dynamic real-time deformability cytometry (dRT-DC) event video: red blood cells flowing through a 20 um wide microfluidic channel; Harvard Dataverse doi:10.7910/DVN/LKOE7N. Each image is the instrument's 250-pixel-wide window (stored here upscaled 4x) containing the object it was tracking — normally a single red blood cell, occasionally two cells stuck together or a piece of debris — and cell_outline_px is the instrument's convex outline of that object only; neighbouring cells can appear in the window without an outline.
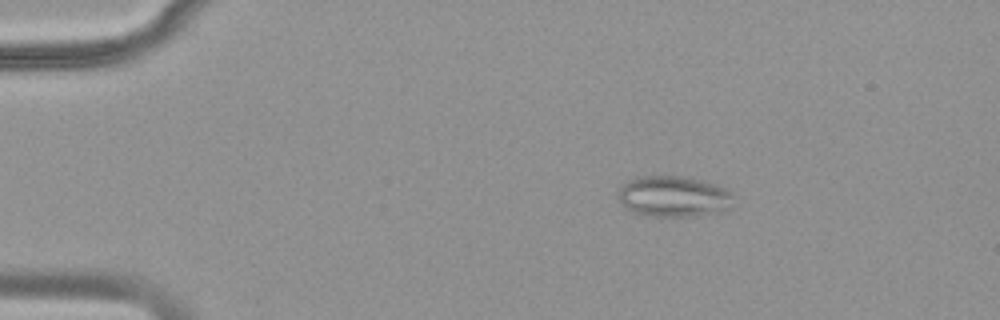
{"species": "common noctule bat (a hibernating species)", "species_latin": "Nyctalus noctula", "temperature_condition": "warm", "stored_images_in_passage": 52, "camera_frame_rate_fps": 3000, "um_per_image_px": 0.085, "animal": {"sex": "female", "body_mass_g": 18.4}, "frame": {"image": 1, "passage_image": 10, "time_ms": 3.0, "image_size_px": [1000, 320], "cell_outline_px": [[732, 196], [724, 212], [692, 216], [644, 216], [632, 212], [624, 208], [616, 192], [628, 180], [636, 176], [692, 176], [704, 180], [724, 188], [732, 192]], "centroid_in_image_um": [57.2, 16.69], "position_along_channel_um": 27.8, "area_um2": 27.8}}
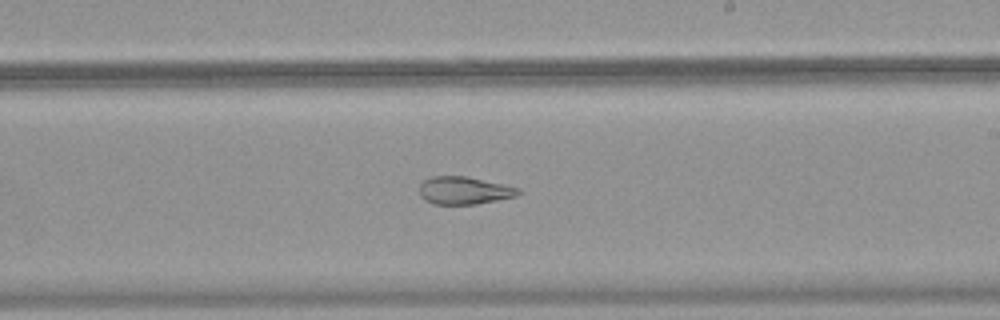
{"frame": {"image": 2, "passage_image": 32, "time_ms": 10.333, "image_size_px": [1000, 320], "cell_outline_px": [[520, 192], [516, 196], [476, 204], [432, 204], [424, 200], [420, 196], [420, 184], [424, 180], [432, 176], [468, 176], [520, 188]], "centroid_in_image_um": [39.42, 16.19], "position_along_channel_um": 249.6, "area_um2": 15.95}}
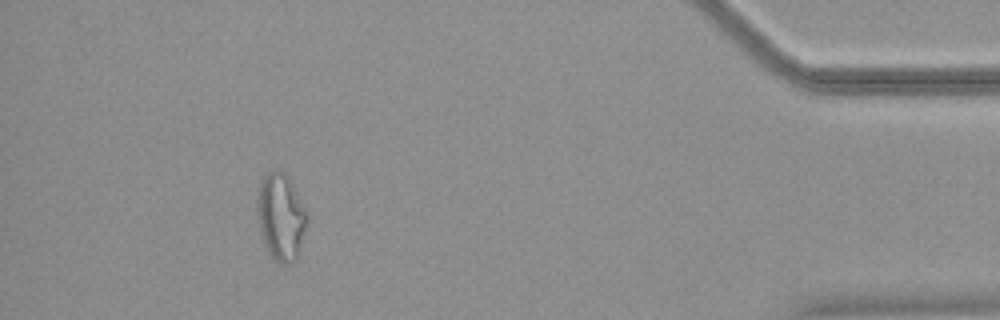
{"frame": {"image": 3, "passage_image": 48, "time_ms": 15.667, "image_size_px": [1000, 320], "cell_outline_px": [[308, 216], [300, 248], [296, 260], [288, 264], [280, 264], [272, 256], [260, 232], [256, 212], [256, 196], [260, 184], [264, 176], [268, 172], [284, 172], [308, 212]], "centroid_in_image_um": [23.86, 18.44], "position_along_channel_um": 411.3, "area_um2": 24.85}}